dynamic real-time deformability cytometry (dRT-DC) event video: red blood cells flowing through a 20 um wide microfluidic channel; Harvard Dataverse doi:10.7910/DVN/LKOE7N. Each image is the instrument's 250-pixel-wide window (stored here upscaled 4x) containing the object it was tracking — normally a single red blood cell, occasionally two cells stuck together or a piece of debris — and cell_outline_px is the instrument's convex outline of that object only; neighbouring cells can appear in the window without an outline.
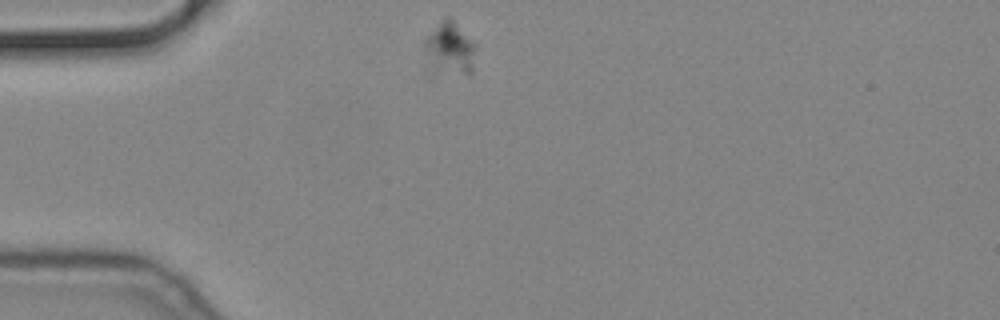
{"species": "common noctule bat (a hibernating species)", "species_latin": "Nyctalus noctula", "temperature_condition": "cold", "stored_images_in_passage": 51, "camera_frame_rate_fps": 3000, "um_per_image_px": 0.085, "animal": {"sex": "male", "body_mass_g": 19.2, "forearm_length_mm": 51.8}, "frame": {"image": 1, "passage_image": 1, "time_ms": 0.0, "image_size_px": [1000, 320], "cell_outline_px": [[476, 48], [472, 72], [464, 72], [440, 56], [424, 44], [424, 36], [444, 16], [448, 16], [476, 44]], "centroid_in_image_um": [38.4, 3.76], "position_along_channel_um": 46.6, "area_um2": 12.48}}
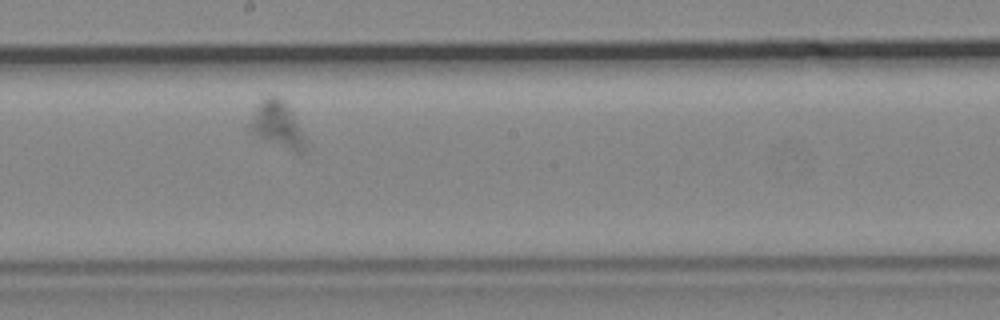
{"frame": {"image": 2, "passage_image": 21, "time_ms": 6.667, "image_size_px": [1000, 320], "cell_outline_px": [[308, 144], [304, 152], [300, 156], [252, 132], [248, 128], [248, 124], [256, 108], [268, 96], [276, 96], [288, 108]], "centroid_in_image_um": [23.61, 10.68], "position_along_channel_um": 224.6, "area_um2": 14.28}}
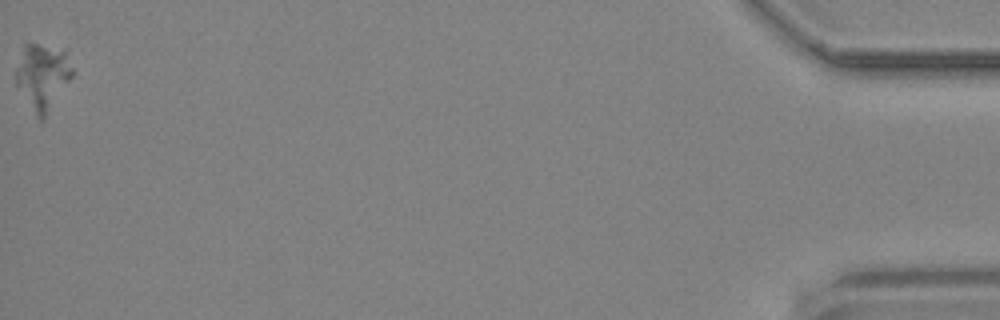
{"frame": {"image": 3, "passage_image": 51, "time_ms": 16.667, "image_size_px": [1000, 320], "cell_outline_px": [[76, 72], [44, 120], [40, 120], [36, 116], [16, 84], [16, 68], [24, 40], [68, 48]], "centroid_in_image_um": [3.69, 6.39], "position_along_channel_um": 431.5, "area_um2": 22.95}}